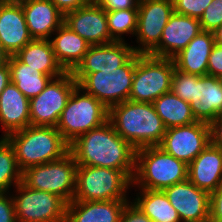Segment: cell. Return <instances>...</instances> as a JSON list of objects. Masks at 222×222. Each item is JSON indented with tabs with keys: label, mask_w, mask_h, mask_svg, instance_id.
Returning a JSON list of instances; mask_svg holds the SVG:
<instances>
[{
	"label": "cell",
	"mask_w": 222,
	"mask_h": 222,
	"mask_svg": "<svg viewBox=\"0 0 222 222\" xmlns=\"http://www.w3.org/2000/svg\"><path fill=\"white\" fill-rule=\"evenodd\" d=\"M163 191L177 210L181 222H209L210 193L199 189L188 179Z\"/></svg>",
	"instance_id": "cell-14"
},
{
	"label": "cell",
	"mask_w": 222,
	"mask_h": 222,
	"mask_svg": "<svg viewBox=\"0 0 222 222\" xmlns=\"http://www.w3.org/2000/svg\"><path fill=\"white\" fill-rule=\"evenodd\" d=\"M215 40V44L222 46V24L212 32Z\"/></svg>",
	"instance_id": "cell-43"
},
{
	"label": "cell",
	"mask_w": 222,
	"mask_h": 222,
	"mask_svg": "<svg viewBox=\"0 0 222 222\" xmlns=\"http://www.w3.org/2000/svg\"><path fill=\"white\" fill-rule=\"evenodd\" d=\"M108 120L115 131L136 150L159 146L167 128L153 103L126 100L109 109Z\"/></svg>",
	"instance_id": "cell-2"
},
{
	"label": "cell",
	"mask_w": 222,
	"mask_h": 222,
	"mask_svg": "<svg viewBox=\"0 0 222 222\" xmlns=\"http://www.w3.org/2000/svg\"><path fill=\"white\" fill-rule=\"evenodd\" d=\"M134 54L133 46L125 41L91 45L72 74L79 83L88 73L115 70L123 66Z\"/></svg>",
	"instance_id": "cell-15"
},
{
	"label": "cell",
	"mask_w": 222,
	"mask_h": 222,
	"mask_svg": "<svg viewBox=\"0 0 222 222\" xmlns=\"http://www.w3.org/2000/svg\"><path fill=\"white\" fill-rule=\"evenodd\" d=\"M69 151L78 166L112 168L134 177L136 149L115 131L109 120L79 136Z\"/></svg>",
	"instance_id": "cell-1"
},
{
	"label": "cell",
	"mask_w": 222,
	"mask_h": 222,
	"mask_svg": "<svg viewBox=\"0 0 222 222\" xmlns=\"http://www.w3.org/2000/svg\"><path fill=\"white\" fill-rule=\"evenodd\" d=\"M201 31L199 19L174 12L163 29L159 45L149 55L172 59Z\"/></svg>",
	"instance_id": "cell-18"
},
{
	"label": "cell",
	"mask_w": 222,
	"mask_h": 222,
	"mask_svg": "<svg viewBox=\"0 0 222 222\" xmlns=\"http://www.w3.org/2000/svg\"><path fill=\"white\" fill-rule=\"evenodd\" d=\"M188 179V165L159 146L136 150L132 184L139 189L164 190Z\"/></svg>",
	"instance_id": "cell-4"
},
{
	"label": "cell",
	"mask_w": 222,
	"mask_h": 222,
	"mask_svg": "<svg viewBox=\"0 0 222 222\" xmlns=\"http://www.w3.org/2000/svg\"><path fill=\"white\" fill-rule=\"evenodd\" d=\"M120 222H153L145 213H143L133 202L125 205L122 211Z\"/></svg>",
	"instance_id": "cell-37"
},
{
	"label": "cell",
	"mask_w": 222,
	"mask_h": 222,
	"mask_svg": "<svg viewBox=\"0 0 222 222\" xmlns=\"http://www.w3.org/2000/svg\"><path fill=\"white\" fill-rule=\"evenodd\" d=\"M0 123L1 137L30 125L29 99L12 82L0 94Z\"/></svg>",
	"instance_id": "cell-22"
},
{
	"label": "cell",
	"mask_w": 222,
	"mask_h": 222,
	"mask_svg": "<svg viewBox=\"0 0 222 222\" xmlns=\"http://www.w3.org/2000/svg\"><path fill=\"white\" fill-rule=\"evenodd\" d=\"M214 45L213 33L201 31L172 58L175 68L186 74L207 75L208 58Z\"/></svg>",
	"instance_id": "cell-24"
},
{
	"label": "cell",
	"mask_w": 222,
	"mask_h": 222,
	"mask_svg": "<svg viewBox=\"0 0 222 222\" xmlns=\"http://www.w3.org/2000/svg\"><path fill=\"white\" fill-rule=\"evenodd\" d=\"M199 22L202 31L214 32L222 24V0H212Z\"/></svg>",
	"instance_id": "cell-32"
},
{
	"label": "cell",
	"mask_w": 222,
	"mask_h": 222,
	"mask_svg": "<svg viewBox=\"0 0 222 222\" xmlns=\"http://www.w3.org/2000/svg\"><path fill=\"white\" fill-rule=\"evenodd\" d=\"M20 3L33 39L49 40L64 22V15L51 0H24Z\"/></svg>",
	"instance_id": "cell-20"
},
{
	"label": "cell",
	"mask_w": 222,
	"mask_h": 222,
	"mask_svg": "<svg viewBox=\"0 0 222 222\" xmlns=\"http://www.w3.org/2000/svg\"><path fill=\"white\" fill-rule=\"evenodd\" d=\"M9 54L0 45V67L5 66L8 63Z\"/></svg>",
	"instance_id": "cell-44"
},
{
	"label": "cell",
	"mask_w": 222,
	"mask_h": 222,
	"mask_svg": "<svg viewBox=\"0 0 222 222\" xmlns=\"http://www.w3.org/2000/svg\"><path fill=\"white\" fill-rule=\"evenodd\" d=\"M86 1H87V4L99 5L102 0H86Z\"/></svg>",
	"instance_id": "cell-45"
},
{
	"label": "cell",
	"mask_w": 222,
	"mask_h": 222,
	"mask_svg": "<svg viewBox=\"0 0 222 222\" xmlns=\"http://www.w3.org/2000/svg\"><path fill=\"white\" fill-rule=\"evenodd\" d=\"M77 85L72 72L52 78L42 92L29 99L30 125L56 127L68 98Z\"/></svg>",
	"instance_id": "cell-11"
},
{
	"label": "cell",
	"mask_w": 222,
	"mask_h": 222,
	"mask_svg": "<svg viewBox=\"0 0 222 222\" xmlns=\"http://www.w3.org/2000/svg\"><path fill=\"white\" fill-rule=\"evenodd\" d=\"M209 222H222V185L210 193Z\"/></svg>",
	"instance_id": "cell-38"
},
{
	"label": "cell",
	"mask_w": 222,
	"mask_h": 222,
	"mask_svg": "<svg viewBox=\"0 0 222 222\" xmlns=\"http://www.w3.org/2000/svg\"><path fill=\"white\" fill-rule=\"evenodd\" d=\"M128 199L79 201L73 200L66 207L65 222H120Z\"/></svg>",
	"instance_id": "cell-23"
},
{
	"label": "cell",
	"mask_w": 222,
	"mask_h": 222,
	"mask_svg": "<svg viewBox=\"0 0 222 222\" xmlns=\"http://www.w3.org/2000/svg\"><path fill=\"white\" fill-rule=\"evenodd\" d=\"M175 65L172 59L136 53V66L129 100L153 103L171 89Z\"/></svg>",
	"instance_id": "cell-8"
},
{
	"label": "cell",
	"mask_w": 222,
	"mask_h": 222,
	"mask_svg": "<svg viewBox=\"0 0 222 222\" xmlns=\"http://www.w3.org/2000/svg\"><path fill=\"white\" fill-rule=\"evenodd\" d=\"M207 74L222 78V46L214 45L208 58Z\"/></svg>",
	"instance_id": "cell-36"
},
{
	"label": "cell",
	"mask_w": 222,
	"mask_h": 222,
	"mask_svg": "<svg viewBox=\"0 0 222 222\" xmlns=\"http://www.w3.org/2000/svg\"><path fill=\"white\" fill-rule=\"evenodd\" d=\"M31 37L20 1L0 2V45L9 54L15 55Z\"/></svg>",
	"instance_id": "cell-19"
},
{
	"label": "cell",
	"mask_w": 222,
	"mask_h": 222,
	"mask_svg": "<svg viewBox=\"0 0 222 222\" xmlns=\"http://www.w3.org/2000/svg\"><path fill=\"white\" fill-rule=\"evenodd\" d=\"M188 180L208 193L222 185V150L210 143L189 165Z\"/></svg>",
	"instance_id": "cell-21"
},
{
	"label": "cell",
	"mask_w": 222,
	"mask_h": 222,
	"mask_svg": "<svg viewBox=\"0 0 222 222\" xmlns=\"http://www.w3.org/2000/svg\"><path fill=\"white\" fill-rule=\"evenodd\" d=\"M196 121L210 124L222 113V80L212 75H192L191 101Z\"/></svg>",
	"instance_id": "cell-17"
},
{
	"label": "cell",
	"mask_w": 222,
	"mask_h": 222,
	"mask_svg": "<svg viewBox=\"0 0 222 222\" xmlns=\"http://www.w3.org/2000/svg\"><path fill=\"white\" fill-rule=\"evenodd\" d=\"M139 190L132 201L153 222H181L177 210L170 204L164 191Z\"/></svg>",
	"instance_id": "cell-27"
},
{
	"label": "cell",
	"mask_w": 222,
	"mask_h": 222,
	"mask_svg": "<svg viewBox=\"0 0 222 222\" xmlns=\"http://www.w3.org/2000/svg\"><path fill=\"white\" fill-rule=\"evenodd\" d=\"M192 90V74H186L174 69V73L171 80V89L176 96L180 97L184 101H191Z\"/></svg>",
	"instance_id": "cell-34"
},
{
	"label": "cell",
	"mask_w": 222,
	"mask_h": 222,
	"mask_svg": "<svg viewBox=\"0 0 222 222\" xmlns=\"http://www.w3.org/2000/svg\"><path fill=\"white\" fill-rule=\"evenodd\" d=\"M77 166L69 151L58 160L25 169L22 183L28 188L56 194L68 204L75 195Z\"/></svg>",
	"instance_id": "cell-7"
},
{
	"label": "cell",
	"mask_w": 222,
	"mask_h": 222,
	"mask_svg": "<svg viewBox=\"0 0 222 222\" xmlns=\"http://www.w3.org/2000/svg\"><path fill=\"white\" fill-rule=\"evenodd\" d=\"M209 125L211 143L222 150V113H220Z\"/></svg>",
	"instance_id": "cell-40"
},
{
	"label": "cell",
	"mask_w": 222,
	"mask_h": 222,
	"mask_svg": "<svg viewBox=\"0 0 222 222\" xmlns=\"http://www.w3.org/2000/svg\"><path fill=\"white\" fill-rule=\"evenodd\" d=\"M136 66V53L115 70L88 73L79 83L86 93L94 96L107 109L129 100Z\"/></svg>",
	"instance_id": "cell-9"
},
{
	"label": "cell",
	"mask_w": 222,
	"mask_h": 222,
	"mask_svg": "<svg viewBox=\"0 0 222 222\" xmlns=\"http://www.w3.org/2000/svg\"><path fill=\"white\" fill-rule=\"evenodd\" d=\"M130 186L133 187L132 179L124 171L95 166H77L73 200L128 199L126 193Z\"/></svg>",
	"instance_id": "cell-6"
},
{
	"label": "cell",
	"mask_w": 222,
	"mask_h": 222,
	"mask_svg": "<svg viewBox=\"0 0 222 222\" xmlns=\"http://www.w3.org/2000/svg\"><path fill=\"white\" fill-rule=\"evenodd\" d=\"M8 66L10 69L11 82L15 84L28 99L42 92L53 78L22 63L15 55L9 56Z\"/></svg>",
	"instance_id": "cell-28"
},
{
	"label": "cell",
	"mask_w": 222,
	"mask_h": 222,
	"mask_svg": "<svg viewBox=\"0 0 222 222\" xmlns=\"http://www.w3.org/2000/svg\"><path fill=\"white\" fill-rule=\"evenodd\" d=\"M12 195L17 222H65L67 203L58 195L28 188L22 182ZM17 195V196H16Z\"/></svg>",
	"instance_id": "cell-10"
},
{
	"label": "cell",
	"mask_w": 222,
	"mask_h": 222,
	"mask_svg": "<svg viewBox=\"0 0 222 222\" xmlns=\"http://www.w3.org/2000/svg\"><path fill=\"white\" fill-rule=\"evenodd\" d=\"M63 23L91 45L115 42L108 31L106 12L99 5L87 4L68 12Z\"/></svg>",
	"instance_id": "cell-16"
},
{
	"label": "cell",
	"mask_w": 222,
	"mask_h": 222,
	"mask_svg": "<svg viewBox=\"0 0 222 222\" xmlns=\"http://www.w3.org/2000/svg\"><path fill=\"white\" fill-rule=\"evenodd\" d=\"M7 1H18V0H0V2H7Z\"/></svg>",
	"instance_id": "cell-46"
},
{
	"label": "cell",
	"mask_w": 222,
	"mask_h": 222,
	"mask_svg": "<svg viewBox=\"0 0 222 222\" xmlns=\"http://www.w3.org/2000/svg\"><path fill=\"white\" fill-rule=\"evenodd\" d=\"M10 82V69L7 63L5 66L0 67V94Z\"/></svg>",
	"instance_id": "cell-42"
},
{
	"label": "cell",
	"mask_w": 222,
	"mask_h": 222,
	"mask_svg": "<svg viewBox=\"0 0 222 222\" xmlns=\"http://www.w3.org/2000/svg\"><path fill=\"white\" fill-rule=\"evenodd\" d=\"M140 0H102L99 6L105 12L115 10L138 9Z\"/></svg>",
	"instance_id": "cell-39"
},
{
	"label": "cell",
	"mask_w": 222,
	"mask_h": 222,
	"mask_svg": "<svg viewBox=\"0 0 222 222\" xmlns=\"http://www.w3.org/2000/svg\"><path fill=\"white\" fill-rule=\"evenodd\" d=\"M58 10L65 15L68 12L74 11L82 6L87 5L86 0H51Z\"/></svg>",
	"instance_id": "cell-41"
},
{
	"label": "cell",
	"mask_w": 222,
	"mask_h": 222,
	"mask_svg": "<svg viewBox=\"0 0 222 222\" xmlns=\"http://www.w3.org/2000/svg\"><path fill=\"white\" fill-rule=\"evenodd\" d=\"M0 222H17L14 201L10 193H0Z\"/></svg>",
	"instance_id": "cell-35"
},
{
	"label": "cell",
	"mask_w": 222,
	"mask_h": 222,
	"mask_svg": "<svg viewBox=\"0 0 222 222\" xmlns=\"http://www.w3.org/2000/svg\"><path fill=\"white\" fill-rule=\"evenodd\" d=\"M211 1L212 0H174L173 8L177 14L200 19Z\"/></svg>",
	"instance_id": "cell-33"
},
{
	"label": "cell",
	"mask_w": 222,
	"mask_h": 222,
	"mask_svg": "<svg viewBox=\"0 0 222 222\" xmlns=\"http://www.w3.org/2000/svg\"><path fill=\"white\" fill-rule=\"evenodd\" d=\"M15 56L24 64L53 78L65 73L57 62L49 40L33 39L19 50Z\"/></svg>",
	"instance_id": "cell-26"
},
{
	"label": "cell",
	"mask_w": 222,
	"mask_h": 222,
	"mask_svg": "<svg viewBox=\"0 0 222 222\" xmlns=\"http://www.w3.org/2000/svg\"><path fill=\"white\" fill-rule=\"evenodd\" d=\"M110 37L115 42L125 41L122 34L135 36L137 29L138 9H125L106 12Z\"/></svg>",
	"instance_id": "cell-31"
},
{
	"label": "cell",
	"mask_w": 222,
	"mask_h": 222,
	"mask_svg": "<svg viewBox=\"0 0 222 222\" xmlns=\"http://www.w3.org/2000/svg\"><path fill=\"white\" fill-rule=\"evenodd\" d=\"M22 182V171L19 169L14 150L5 137L0 138V193L10 192Z\"/></svg>",
	"instance_id": "cell-30"
},
{
	"label": "cell",
	"mask_w": 222,
	"mask_h": 222,
	"mask_svg": "<svg viewBox=\"0 0 222 222\" xmlns=\"http://www.w3.org/2000/svg\"><path fill=\"white\" fill-rule=\"evenodd\" d=\"M54 33L55 38L49 41L56 60L65 72H73L83 60L91 44L64 23Z\"/></svg>",
	"instance_id": "cell-25"
},
{
	"label": "cell",
	"mask_w": 222,
	"mask_h": 222,
	"mask_svg": "<svg viewBox=\"0 0 222 222\" xmlns=\"http://www.w3.org/2000/svg\"><path fill=\"white\" fill-rule=\"evenodd\" d=\"M210 143V125L196 121L168 128L159 147L189 165Z\"/></svg>",
	"instance_id": "cell-13"
},
{
	"label": "cell",
	"mask_w": 222,
	"mask_h": 222,
	"mask_svg": "<svg viewBox=\"0 0 222 222\" xmlns=\"http://www.w3.org/2000/svg\"><path fill=\"white\" fill-rule=\"evenodd\" d=\"M153 105L167 129L196 122L189 102L184 101L171 91L158 97Z\"/></svg>",
	"instance_id": "cell-29"
},
{
	"label": "cell",
	"mask_w": 222,
	"mask_h": 222,
	"mask_svg": "<svg viewBox=\"0 0 222 222\" xmlns=\"http://www.w3.org/2000/svg\"><path fill=\"white\" fill-rule=\"evenodd\" d=\"M174 13L170 0H140L138 5L137 54H150L160 43L162 32L170 16ZM141 45V46H140Z\"/></svg>",
	"instance_id": "cell-12"
},
{
	"label": "cell",
	"mask_w": 222,
	"mask_h": 222,
	"mask_svg": "<svg viewBox=\"0 0 222 222\" xmlns=\"http://www.w3.org/2000/svg\"><path fill=\"white\" fill-rule=\"evenodd\" d=\"M108 116L109 109L77 85L68 98L56 128L70 145L79 136L107 122Z\"/></svg>",
	"instance_id": "cell-5"
},
{
	"label": "cell",
	"mask_w": 222,
	"mask_h": 222,
	"mask_svg": "<svg viewBox=\"0 0 222 222\" xmlns=\"http://www.w3.org/2000/svg\"><path fill=\"white\" fill-rule=\"evenodd\" d=\"M11 144L19 169L41 165L62 158L70 145L54 126H32L5 137Z\"/></svg>",
	"instance_id": "cell-3"
}]
</instances>
